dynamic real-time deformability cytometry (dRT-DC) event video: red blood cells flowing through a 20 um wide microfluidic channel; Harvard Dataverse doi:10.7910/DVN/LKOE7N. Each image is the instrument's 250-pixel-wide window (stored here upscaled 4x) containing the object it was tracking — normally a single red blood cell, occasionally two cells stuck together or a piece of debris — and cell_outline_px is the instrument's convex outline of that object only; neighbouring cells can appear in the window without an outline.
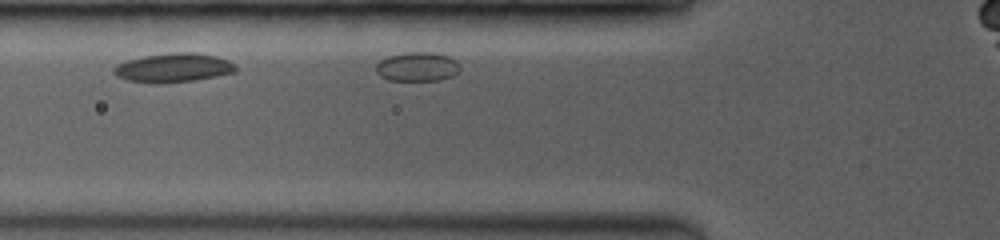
{"species": "common noctule bat (a hibernating species)", "species_latin": "Nyctalus noctula", "temperature_condition": "room temperature", "stored_images_in_passage": 12, "camera_frame_rate_fps": 3500, "um_per_image_px": 0.085, "animal": {"sex": "female", "body_mass_g": 19.0, "forearm_length_mm": 53.3}, "frame": {"image": 1, "passage_image": 3, "time_ms": 0.857, "image_size_px": [1000, 240], "cell_outline_px": [[460, 72], [452, 76], [440, 80], [388, 80], [380, 76], [376, 72], [376, 64], [380, 60], [388, 56], [404, 52], [436, 52], [448, 56], [456, 60], [460, 64]], "centroid_in_image_um": [35.49, 5.66], "position_along_channel_um": 90.3, "area_um2": 14.51}}
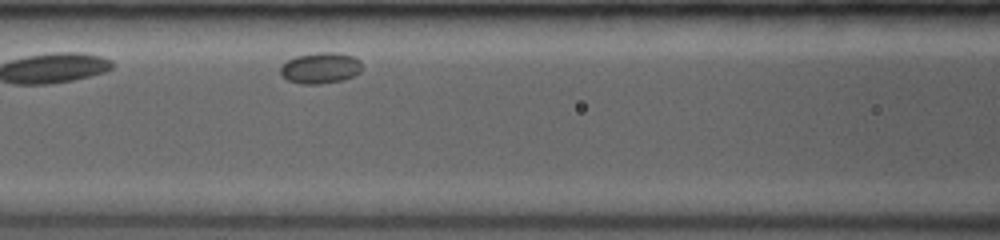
{"frame": {"image": 2, "passage_image": 6, "time_ms": 2.286, "image_size_px": [1000, 240], "cell_outline_px": [[360, 72], [344, 80], [320, 84], [300, 84], [288, 80], [280, 76], [280, 68], [288, 60], [296, 56], [316, 52], [336, 52], [352, 56], [360, 60]], "centroid_in_image_um": [27.21, 5.78], "position_along_channel_um": 139.4, "area_um2": 14.8}}
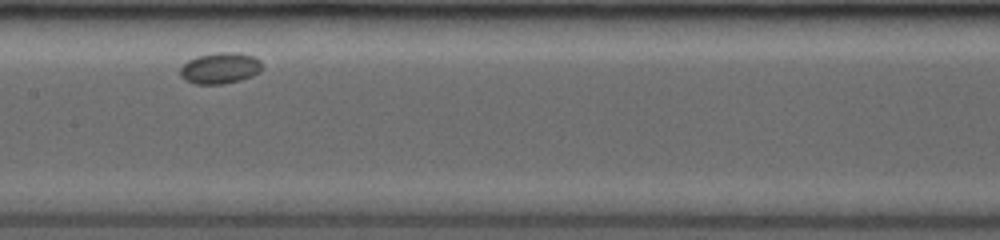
{"frame": {"image": 3, "passage_image": 9, "time_ms": 3.714, "image_size_px": [1000, 240], "cell_outline_px": [[260, 72], [252, 76], [240, 80], [224, 84], [196, 84], [184, 80], [180, 76], [180, 68], [188, 60], [196, 56], [220, 52], [236, 52], [252, 56], [260, 60]], "centroid_in_image_um": [18.68, 5.8], "position_along_channel_um": 188.7, "area_um2": 14.85}}